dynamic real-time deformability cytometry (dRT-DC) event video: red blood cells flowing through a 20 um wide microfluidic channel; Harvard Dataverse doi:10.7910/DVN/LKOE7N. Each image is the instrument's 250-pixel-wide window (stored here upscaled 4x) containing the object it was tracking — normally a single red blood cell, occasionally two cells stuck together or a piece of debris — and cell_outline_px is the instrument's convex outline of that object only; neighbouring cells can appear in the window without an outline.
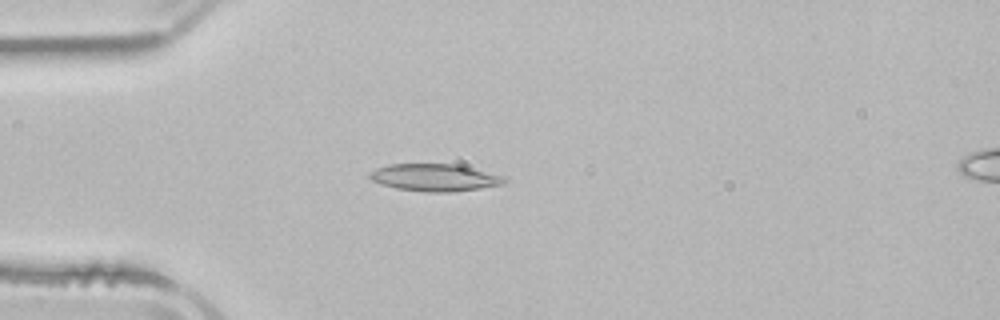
{"species": "common noctule bat (a hibernating species)", "species_latin": "Nyctalus noctula", "temperature_condition": "room temperature", "stored_images_in_passage": 3, "camera_frame_rate_fps": 3000, "um_per_image_px": 0.085, "animal": {"sex": "male", "body_mass_g": 21.5, "forearm_length_mm": 52.0}, "frame": {"image": 1, "passage_image": 3, "time_ms": 3.0, "image_size_px": [1000, 320], "cell_outline_px": [[508, 180], [504, 184], [480, 188], [448, 192], [424, 192], [396, 188], [380, 184], [372, 180], [368, 176], [368, 172], [376, 168], [388, 164], [456, 164], [504, 176]], "centroid_in_image_um": [36.92, 15.09], "position_along_channel_um": 48.1, "area_um2": 21.44}}